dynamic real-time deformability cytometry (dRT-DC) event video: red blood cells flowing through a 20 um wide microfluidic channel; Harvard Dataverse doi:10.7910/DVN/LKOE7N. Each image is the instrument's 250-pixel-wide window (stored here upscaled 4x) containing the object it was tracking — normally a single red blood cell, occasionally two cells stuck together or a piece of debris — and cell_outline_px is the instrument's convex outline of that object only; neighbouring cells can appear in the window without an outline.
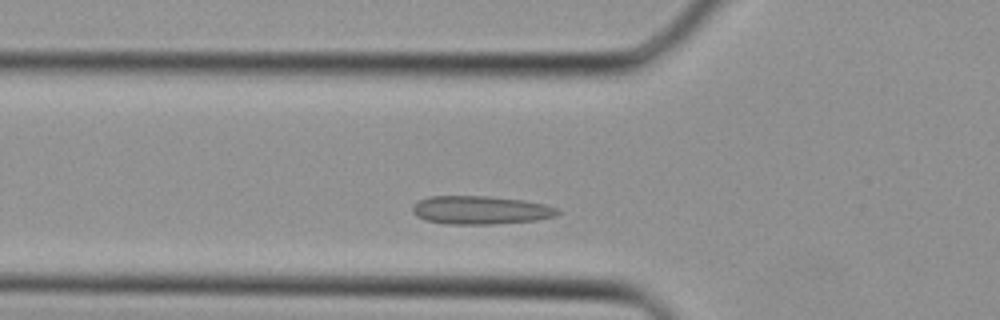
{"species": "Egyptian fruit bat (a non-hibernating species)", "species_latin": "Rousettus aegyptiacus", "temperature_condition": "cold", "stored_images_in_passage": 28, "camera_frame_rate_fps": 3000, "um_per_image_px": 0.085, "animal": {"sex": "female"}, "frame": {"image": 1, "passage_image": 4, "time_ms": 1.0, "image_size_px": [1000, 320], "cell_outline_px": [[560, 212], [556, 216], [536, 220], [496, 224], [448, 224], [424, 220], [416, 216], [412, 212], [412, 208], [420, 200], [428, 196], [488, 196], [524, 200], [544, 204], [556, 208]], "centroid_in_image_um": [40.84, 17.86], "position_along_channel_um": 85.0, "area_um2": 23.99}}
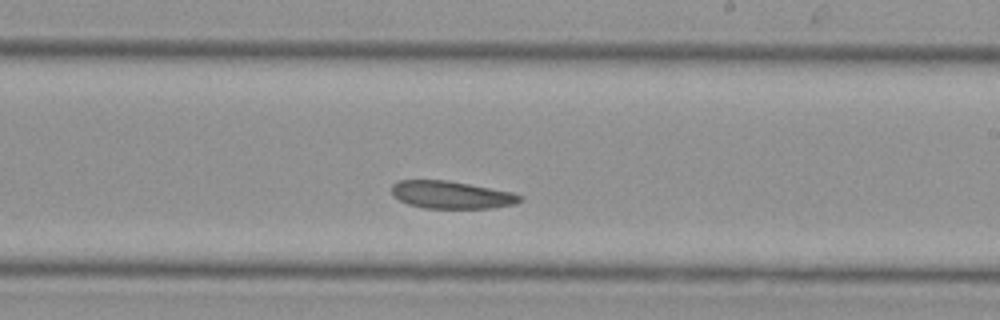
{"frame": {"image": 2, "passage_image": 13, "time_ms": 4.0, "image_size_px": [1000, 320], "cell_outline_px": [[524, 200], [516, 204], [492, 208], [424, 208], [408, 204], [392, 196], [392, 184], [400, 180], [448, 180], [512, 192], [524, 196]], "centroid_in_image_um": [38.4, 16.56], "position_along_channel_um": 250.6, "area_um2": 20.75}}
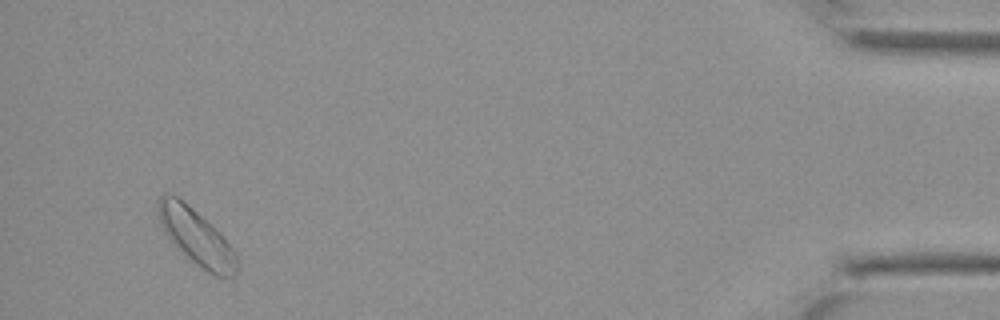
{"frame": {"image": 3, "passage_image": 26, "time_ms": 8.333, "image_size_px": [1000, 320], "cell_outline_px": [[236, 276], [216, 276], [208, 272], [196, 264], [176, 248], [160, 224], [156, 208], [156, 204], [160, 196], [164, 192], [168, 192], [176, 196], [192, 208], [216, 228], [220, 232], [236, 252]], "centroid_in_image_um": [16.65, 20.11], "position_along_channel_um": 418.5, "area_um2": 25.55}}